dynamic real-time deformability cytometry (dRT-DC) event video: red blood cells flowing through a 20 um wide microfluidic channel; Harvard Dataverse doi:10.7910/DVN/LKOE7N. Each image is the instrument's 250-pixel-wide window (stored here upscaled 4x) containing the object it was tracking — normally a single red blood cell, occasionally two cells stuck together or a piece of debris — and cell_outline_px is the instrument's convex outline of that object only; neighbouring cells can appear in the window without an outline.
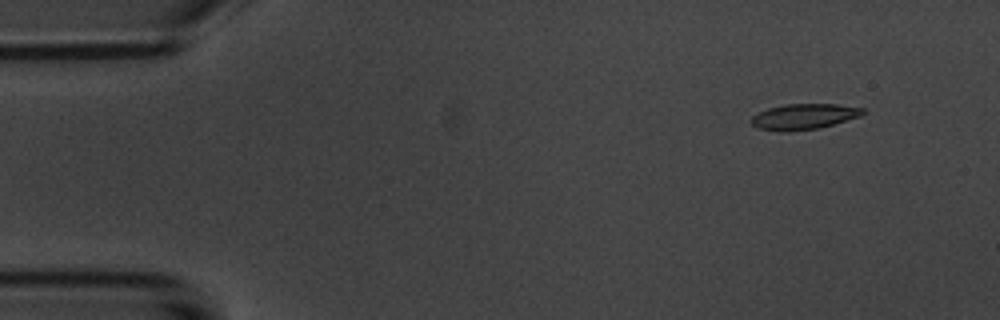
{"species": "common noctule bat (a hibernating species)", "species_latin": "Nyctalus noctula", "temperature_condition": "room temperature", "stored_images_in_passage": 5, "camera_frame_rate_fps": 3000, "um_per_image_px": 0.085, "animal": {"sex": "male", "body_mass_g": 20.1, "forearm_length_mm": 53.5}, "frame": {"image": 1, "passage_image": 2, "time_ms": 1.333, "image_size_px": [1000, 320], "cell_outline_px": [[864, 112], [860, 116], [820, 128], [788, 132], [784, 132], [756, 128], [748, 120], [752, 116], [768, 108], [784, 104], [836, 104], [864, 108]], "centroid_in_image_um": [68.28, 9.92], "position_along_channel_um": 16.7, "area_um2": 16.76}}
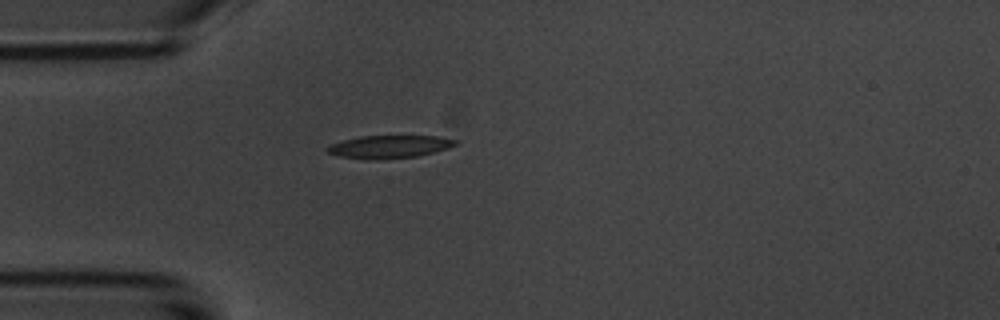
{"frame": {"image": 2, "passage_image": 5, "time_ms": 4.667, "image_size_px": [1000, 320], "cell_outline_px": [[460, 144], [448, 148], [416, 156], [376, 160], [368, 160], [340, 156], [328, 152], [324, 148], [332, 144], [344, 140], [360, 136], [440, 136], [460, 140]], "centroid_in_image_um": [33.14, 12.47], "position_along_channel_um": 51.9, "area_um2": 17.11}}